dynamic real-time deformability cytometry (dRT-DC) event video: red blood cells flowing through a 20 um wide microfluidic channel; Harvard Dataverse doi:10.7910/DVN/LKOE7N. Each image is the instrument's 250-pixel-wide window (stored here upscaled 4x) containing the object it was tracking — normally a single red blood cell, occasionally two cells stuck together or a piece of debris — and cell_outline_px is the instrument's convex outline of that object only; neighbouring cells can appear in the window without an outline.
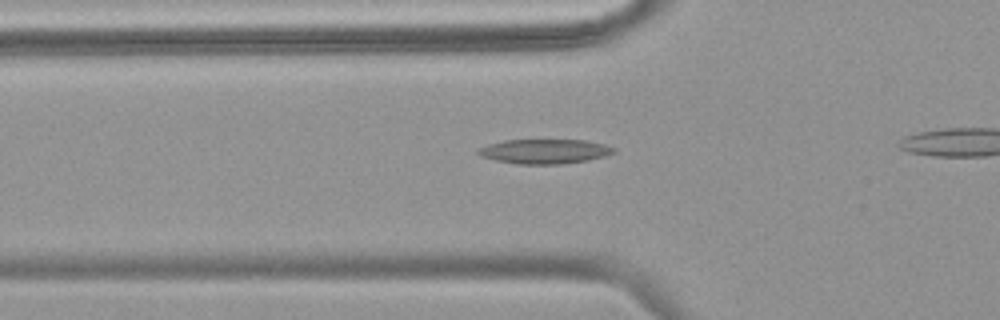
{"species": "common noctule bat (a hibernating species)", "species_latin": "Nyctalus noctula", "temperature_condition": "warm", "stored_images_in_passage": 37, "segment_of_instrument_passage": [1, 2], "camera_frame_rate_fps": 3000, "um_per_image_px": 0.085, "animal": {"sex": "female", "body_mass_g": 18.4}, "frame": {"image": 1, "passage_image": 13, "time_ms": 4.0, "image_size_px": [1000, 320], "cell_outline_px": [[616, 152], [604, 156], [588, 160], [560, 164], [516, 164], [496, 160], [480, 156], [476, 152], [480, 148], [488, 144], [504, 140], [584, 140], [604, 144], [616, 148]], "centroid_in_image_um": [46.29, 12.87], "position_along_channel_um": 79.5, "area_um2": 19.36}}
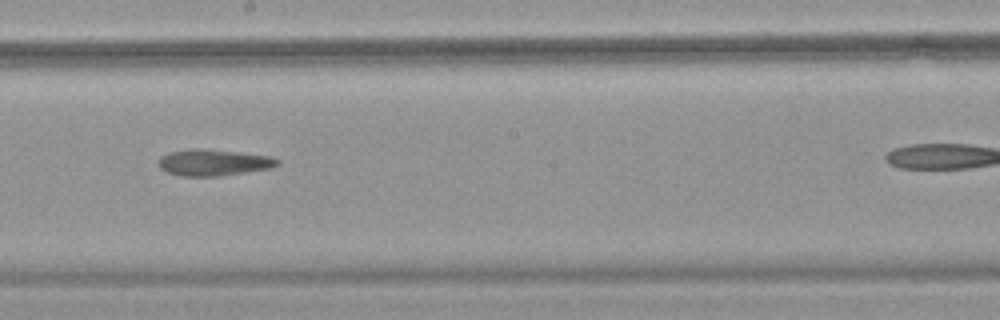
{"frame": {"image": 2, "passage_image": 24, "time_ms": 7.667, "image_size_px": [1000, 320], "cell_outline_px": [[280, 164], [272, 168], [220, 176], [180, 176], [168, 172], [160, 168], [156, 164], [160, 156], [172, 152], [192, 148], [200, 148], [240, 152], [272, 156], [280, 160]], "centroid_in_image_um": [18.17, 13.81], "position_along_channel_um": 230.0, "area_um2": 18.5}}
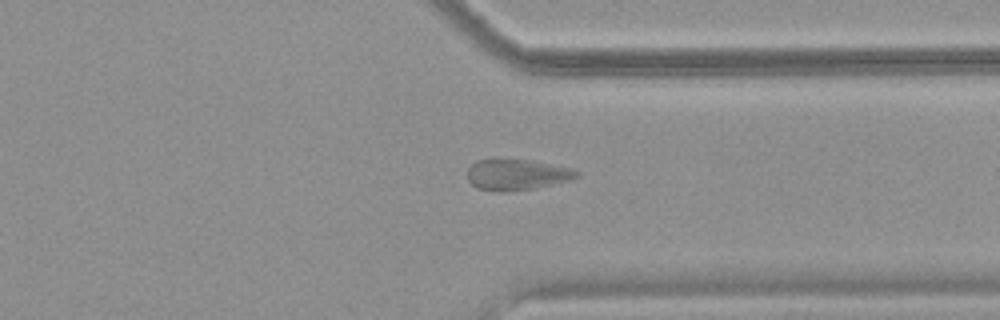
{"frame": {"image": 3, "passage_image": 34, "time_ms": 11.0, "image_size_px": [1000, 320], "cell_outline_px": [[580, 172], [572, 180], [532, 188], [508, 192], [496, 192], [476, 188], [468, 180], [468, 168], [476, 160], [496, 156], [532, 160], [572, 168]], "centroid_in_image_um": [43.87, 14.8], "position_along_channel_um": 367.5, "area_um2": 20.4}}